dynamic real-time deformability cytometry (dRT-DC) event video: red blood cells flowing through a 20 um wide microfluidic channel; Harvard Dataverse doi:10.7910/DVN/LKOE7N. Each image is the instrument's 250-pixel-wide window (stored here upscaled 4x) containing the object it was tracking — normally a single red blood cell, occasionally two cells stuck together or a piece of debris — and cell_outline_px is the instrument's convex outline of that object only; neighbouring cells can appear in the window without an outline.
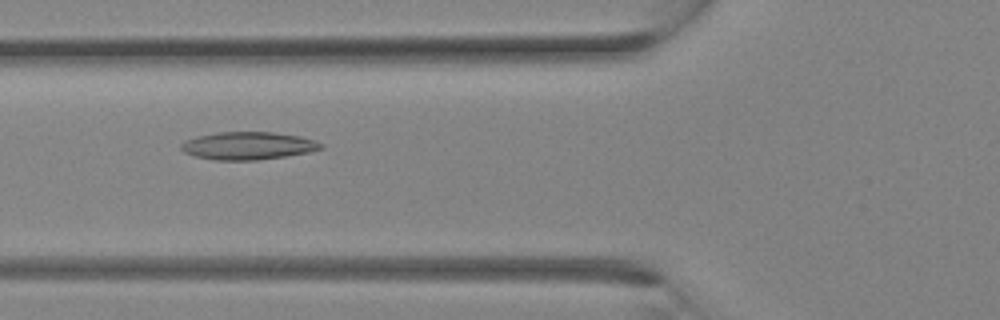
{"species": "Egyptian fruit bat (a non-hibernating species)", "species_latin": "Rousettus aegyptiacus", "temperature_condition": "room temperature", "stored_images_in_passage": 32, "camera_frame_rate_fps": 3000, "um_per_image_px": 0.085, "animal": {"sex": "female"}, "frame": {"image": 1, "passage_image": 12, "time_ms": 3.667, "image_size_px": [1000, 320], "cell_outline_px": [[324, 148], [308, 152], [284, 156], [256, 160], [212, 160], [196, 156], [184, 152], [180, 148], [180, 144], [184, 140], [196, 136], [216, 132], [272, 132], [300, 136], [316, 140], [324, 144]], "centroid_in_image_um": [21.07, 12.38], "position_along_channel_um": 104.7, "area_um2": 22.72}}
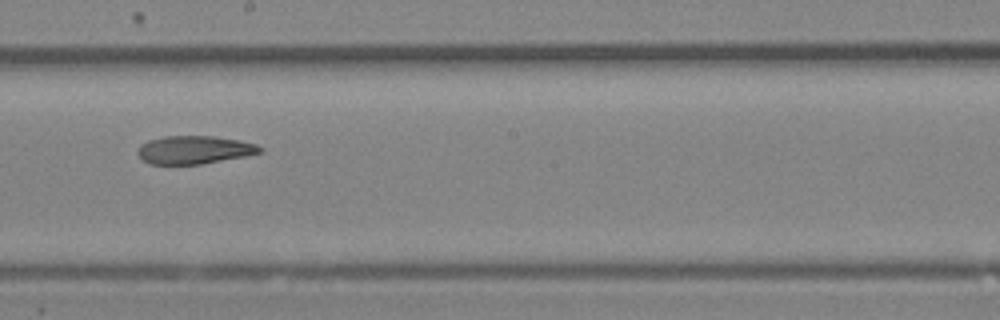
{"frame": {"image": 2, "passage_image": 18, "time_ms": 5.667, "image_size_px": [1000, 320], "cell_outline_px": [[264, 152], [244, 156], [200, 164], [148, 164], [136, 152], [140, 144], [148, 140], [164, 136], [212, 136], [236, 140], [256, 144], [264, 148]], "centroid_in_image_um": [16.49, 12.73], "position_along_channel_um": 231.7, "area_um2": 19.94}}
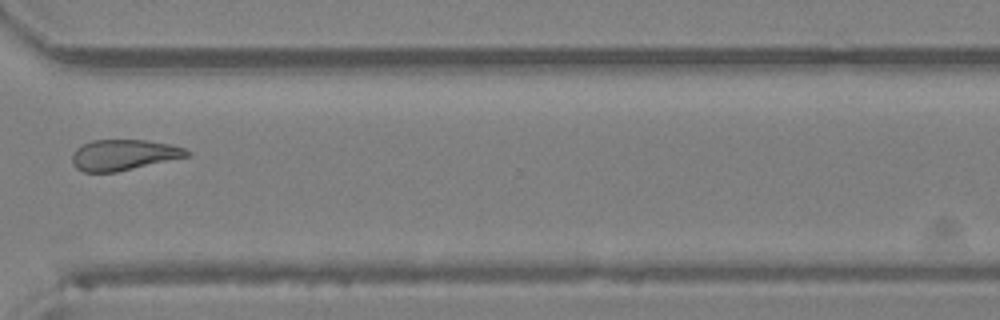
{"frame": {"image": 3, "passage_image": 24, "time_ms": 7.667, "image_size_px": [1000, 320], "cell_outline_px": [[192, 152], [188, 156], [116, 172], [84, 172], [76, 168], [72, 164], [72, 152], [76, 148], [92, 140], [148, 140], [168, 144], [184, 148]], "centroid_in_image_um": [10.48, 13.16], "position_along_channel_um": 360.1, "area_um2": 20.46}}